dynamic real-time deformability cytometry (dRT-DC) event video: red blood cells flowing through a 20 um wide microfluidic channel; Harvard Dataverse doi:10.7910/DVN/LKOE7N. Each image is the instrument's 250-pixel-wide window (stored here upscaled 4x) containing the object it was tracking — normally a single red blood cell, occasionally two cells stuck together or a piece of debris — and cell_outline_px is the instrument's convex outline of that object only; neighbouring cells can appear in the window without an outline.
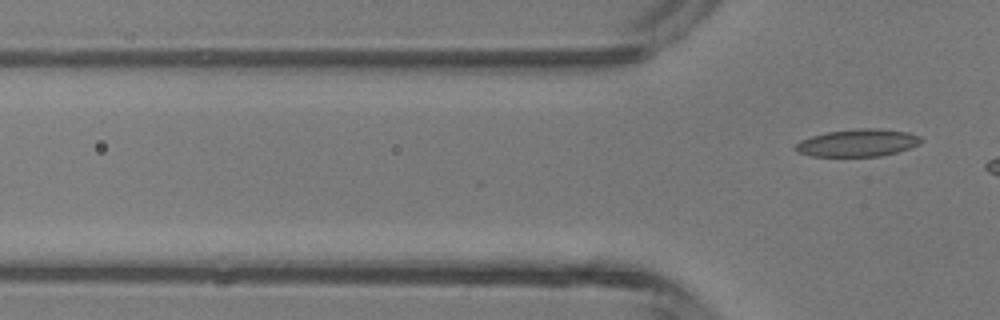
{"species": "common noctule bat (a hibernating species)", "species_latin": "Nyctalus noctula", "temperature_condition": "room temperature", "stored_images_in_passage": 3, "camera_frame_rate_fps": 3000, "um_per_image_px": 0.085, "animal": {"sex": "male", "body_mass_g": 13.3}, "frame": {"image": 1, "passage_image": 3, "time_ms": 3.0, "image_size_px": [1000, 320], "cell_outline_px": [[924, 140], [920, 144], [896, 152], [880, 156], [812, 156], [796, 152], [792, 148], [800, 140], [812, 136], [828, 132], [860, 128], [876, 128], [908, 132], [920, 136]], "centroid_in_image_um": [72.89, 12.14], "position_along_channel_um": 52.9, "area_um2": 20.06}}